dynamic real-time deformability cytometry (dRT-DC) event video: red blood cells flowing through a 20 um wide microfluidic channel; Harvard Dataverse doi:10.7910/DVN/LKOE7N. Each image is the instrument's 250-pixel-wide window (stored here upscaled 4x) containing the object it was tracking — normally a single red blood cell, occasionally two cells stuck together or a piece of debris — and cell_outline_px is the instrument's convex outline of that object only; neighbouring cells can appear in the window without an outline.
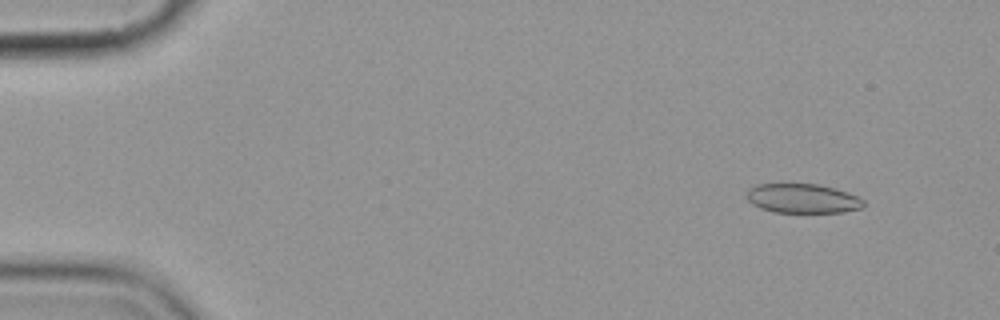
{"species": "common noctule bat (a hibernating species)", "species_latin": "Nyctalus noctula", "temperature_condition": "cold", "stored_images_in_passage": 5, "camera_frame_rate_fps": 3000, "um_per_image_px": 0.085, "animal": {"sex": "female", "body_mass_g": 19.9}, "frame": {"image": 1, "passage_image": 1, "time_ms": 0.0, "image_size_px": [1000, 320], "cell_outline_px": [[864, 204], [860, 208], [844, 212], [772, 212], [760, 208], [752, 204], [748, 200], [748, 188], [756, 184], [820, 184], [836, 188], [848, 192], [864, 200]], "centroid_in_image_um": [68.22, 16.86], "position_along_channel_um": 16.8, "area_um2": 20.0}}
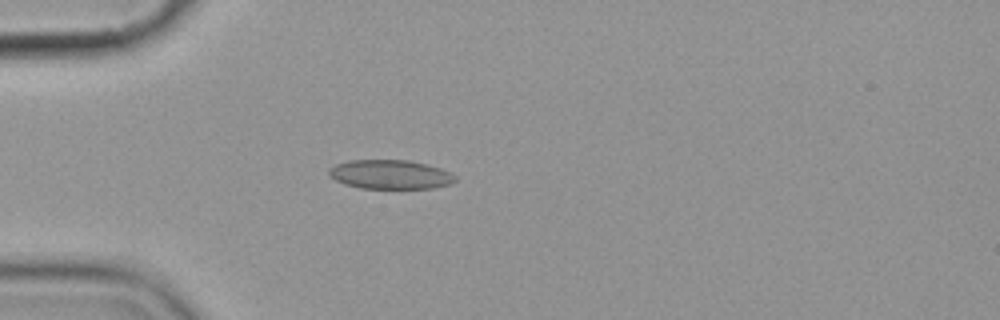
{"frame": {"image": 2, "passage_image": 4, "time_ms": 3.667, "image_size_px": [1000, 320], "cell_outline_px": [[456, 180], [452, 184], [432, 188], [360, 188], [344, 184], [328, 176], [328, 168], [336, 164], [348, 160], [408, 160], [440, 168], [456, 176]], "centroid_in_image_um": [33.13, 14.83], "position_along_channel_um": 51.9, "area_um2": 21.44}}